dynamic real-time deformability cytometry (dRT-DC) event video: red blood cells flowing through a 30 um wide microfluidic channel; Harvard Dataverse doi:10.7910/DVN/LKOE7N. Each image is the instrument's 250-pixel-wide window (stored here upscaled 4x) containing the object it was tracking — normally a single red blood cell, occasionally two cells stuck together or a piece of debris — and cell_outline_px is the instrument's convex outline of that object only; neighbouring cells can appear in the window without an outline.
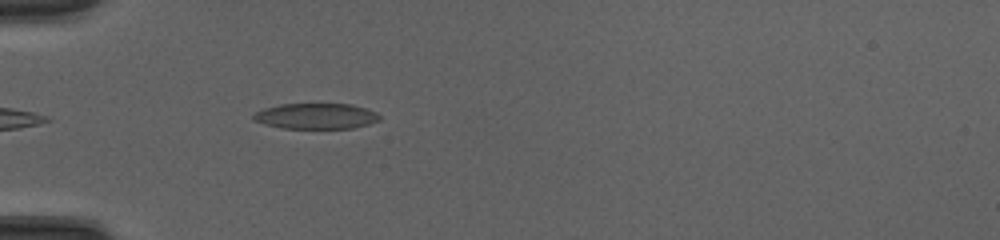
{"species": "common noctule bat (a hibernating species)", "species_latin": "Nyctalus noctula", "temperature_condition": "cold", "stored_images_in_passage": 6, "camera_frame_rate_fps": 3000, "um_per_image_px": 0.085, "animal": {"sex": "female", "body_mass_g": 20.0, "forearm_length_mm": 54.0}, "frame": {"image": 1, "passage_image": 2, "time_ms": 0.333, "image_size_px": [1000, 240], "cell_outline_px": [[380, 120], [368, 124], [352, 128], [284, 128], [264, 124], [252, 120], [252, 116], [256, 112], [264, 108], [280, 104], [352, 104], [376, 112], [380, 116]], "centroid_in_image_um": [26.84, 9.87], "position_along_channel_um": 58.2, "area_um2": 18.79}}